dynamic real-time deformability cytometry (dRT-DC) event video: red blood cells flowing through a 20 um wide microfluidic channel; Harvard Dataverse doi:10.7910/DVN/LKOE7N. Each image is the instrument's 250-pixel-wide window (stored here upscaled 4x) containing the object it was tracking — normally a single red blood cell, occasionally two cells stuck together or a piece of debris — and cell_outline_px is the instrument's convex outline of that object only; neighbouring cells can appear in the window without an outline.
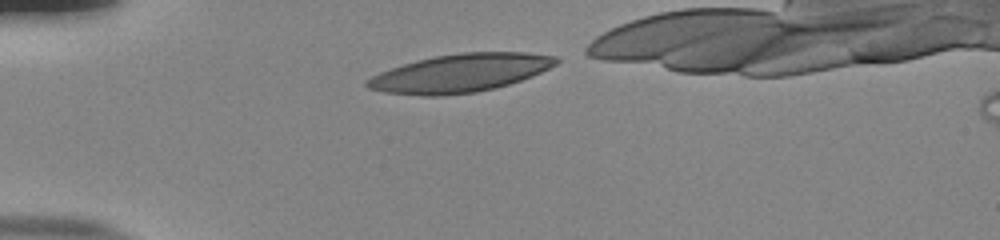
{"species": "human", "species_latin": "Homo sapiens", "temperature_condition": "room temperature", "stored_images_in_passage": 33, "camera_frame_rate_fps": 3000, "um_per_image_px": 0.085, "donor": {"sex": "male"}, "frame": {"image": 1, "passage_image": 1, "time_ms": 0.0, "image_size_px": [1000, 240], "cell_outline_px": [[560, 60], [556, 64], [532, 76], [508, 84], [492, 88], [472, 92], [432, 96], [424, 96], [384, 92], [368, 88], [364, 84], [364, 80], [380, 72], [416, 60], [436, 56], [464, 52], [524, 52], [556, 56]], "centroid_in_image_um": [39.09, 6.2], "position_along_channel_um": 45.9, "area_um2": 41.56}}
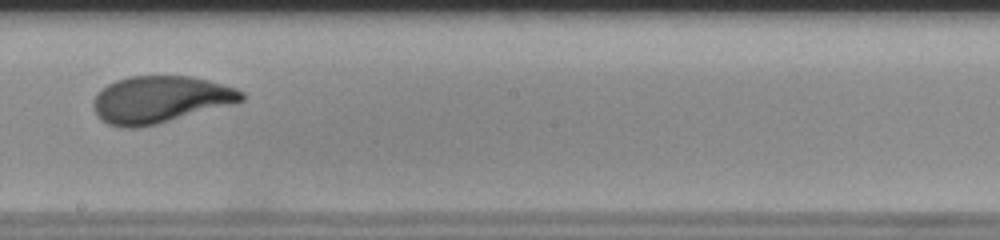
{"frame": {"image": 2, "passage_image": 18, "time_ms": 5.667, "image_size_px": [1000, 240], "cell_outline_px": [[244, 100], [156, 124], [136, 128], [128, 128], [108, 124], [96, 112], [96, 96], [108, 84], [116, 80], [128, 76], [192, 76], [208, 80], [236, 88], [244, 92]], "centroid_in_image_um": [13.65, 8.44], "position_along_channel_um": 234.6, "area_um2": 39.59}}
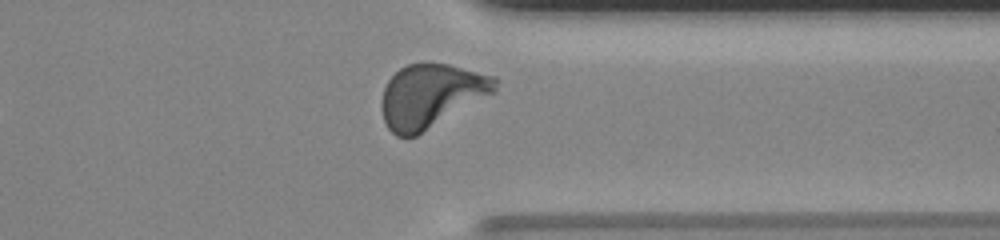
{"frame": {"image": 3, "passage_image": 29, "time_ms": 9.333, "image_size_px": [1000, 240], "cell_outline_px": [[496, 92], [416, 136], [396, 136], [388, 128], [384, 120], [380, 108], [380, 104], [384, 88], [388, 80], [400, 68], [408, 64], [448, 64], [496, 76]], "centroid_in_image_um": [36.63, 8.14], "position_along_channel_um": 374.8, "area_um2": 41.85}, "authors_computed_cell_mechanics": {"area_um2": 39.882, "velocity_mm_per_s": 3.85, "shape_relaxation_time_tau1_ms": 3.3057, "shape_relaxation_time_tau2_ms": 0.7676, "deformation_change_tau1": 0.1947, "deformation_change_tau2": 0.0656}}